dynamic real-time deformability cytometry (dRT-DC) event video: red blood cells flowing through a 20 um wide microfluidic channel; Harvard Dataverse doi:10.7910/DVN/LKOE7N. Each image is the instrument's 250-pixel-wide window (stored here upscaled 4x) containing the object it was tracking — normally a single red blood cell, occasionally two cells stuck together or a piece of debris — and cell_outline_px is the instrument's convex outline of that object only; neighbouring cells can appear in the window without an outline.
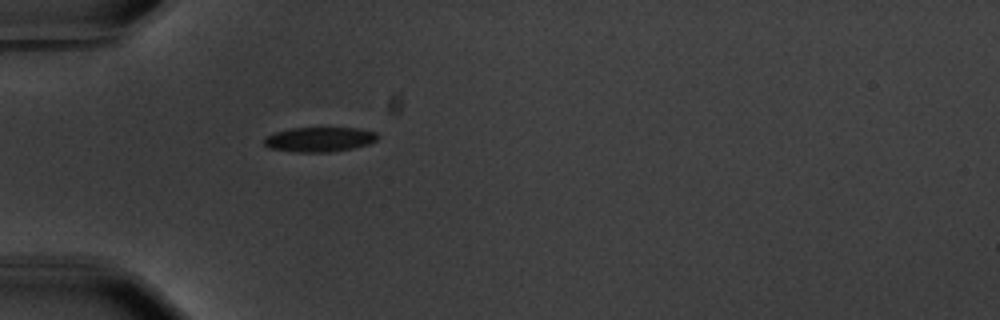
{"species": "common noctule bat (a hibernating species)", "species_latin": "Nyctalus noctula", "temperature_condition": "warm", "stored_images_in_passage": 4, "camera_frame_rate_fps": 3000, "um_per_image_px": 0.085, "animal": {"sex": "male", "body_mass_g": 20.1, "forearm_length_mm": 53.5}, "frame": {"image": 1, "passage_image": 1, "time_ms": 0.0, "image_size_px": [1000, 320], "cell_outline_px": [[380, 136], [376, 140], [368, 144], [352, 148], [328, 152], [296, 152], [268, 148], [264, 144], [264, 140], [268, 136], [276, 132], [292, 128], [360, 128], [376, 132]], "centroid_in_image_um": [27.18, 11.85], "position_along_channel_um": 57.8, "area_um2": 16.24}}